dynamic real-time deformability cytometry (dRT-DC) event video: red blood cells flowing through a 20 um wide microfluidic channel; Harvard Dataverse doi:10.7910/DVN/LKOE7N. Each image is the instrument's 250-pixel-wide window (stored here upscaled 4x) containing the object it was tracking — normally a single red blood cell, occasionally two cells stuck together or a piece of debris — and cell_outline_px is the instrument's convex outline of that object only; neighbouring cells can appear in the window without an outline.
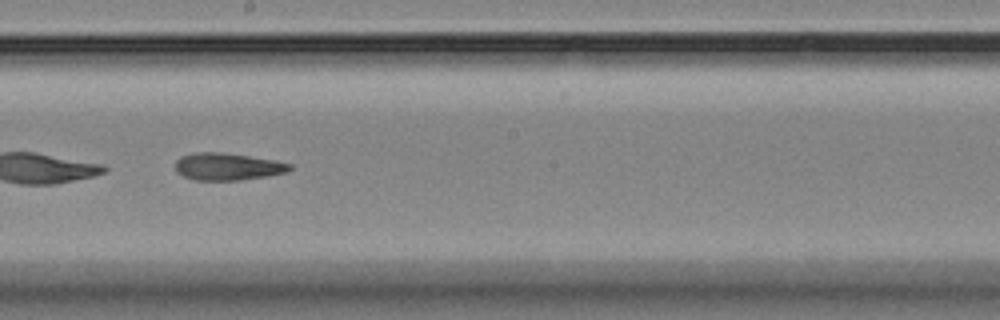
{"species": "Egyptian fruit bat (a non-hibernating species)", "species_latin": "Rousettus aegyptiacus", "temperature_condition": "room temperature", "stored_images_in_passage": 16, "camera_frame_rate_fps": 3000, "um_per_image_px": 0.085, "animal": {"sex": "female"}, "frame": {"image": 1, "passage_image": 10, "time_ms": 10.0, "image_size_px": [1000, 320], "cell_outline_px": [[292, 168], [288, 172], [268, 176], [240, 180], [196, 180], [184, 176], [176, 172], [176, 160], [180, 156], [192, 152], [220, 152], [276, 160], [292, 164]], "centroid_in_image_um": [19.35, 14.15], "position_along_channel_um": 228.9, "area_um2": 18.26}}
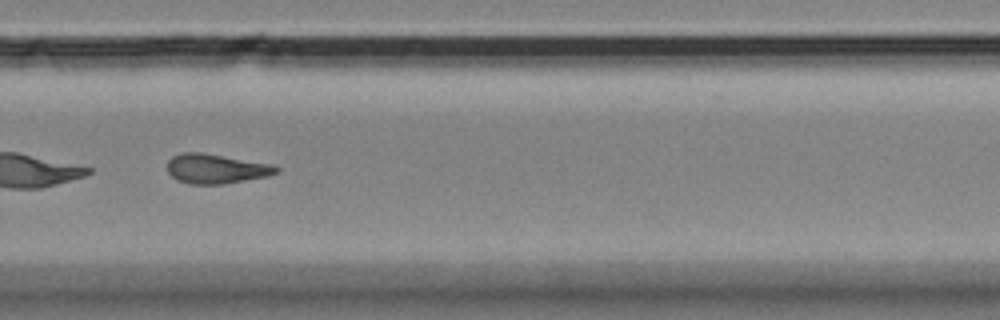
{"frame": {"image": 2, "passage_image": 12, "time_ms": 12.333, "image_size_px": [1000, 320], "cell_outline_px": [[280, 168], [276, 172], [268, 176], [224, 184], [188, 184], [176, 180], [168, 172], [168, 160], [172, 156], [180, 152], [200, 152], [272, 164]], "centroid_in_image_um": [18.33, 14.34], "position_along_channel_um": 311.5, "area_um2": 18.79}, "authors_computed_cell_mechanics": {"area_um2": 19.8543, "velocity_mm_per_s": 3.5686, "shape_relaxation_time_tau1_ms": 10.8216, "shape_relaxation_time_tau2_ms": 3.6074, "deformation_change_tau1": 0.2188, "deformation_change_tau2": 0.1188}}